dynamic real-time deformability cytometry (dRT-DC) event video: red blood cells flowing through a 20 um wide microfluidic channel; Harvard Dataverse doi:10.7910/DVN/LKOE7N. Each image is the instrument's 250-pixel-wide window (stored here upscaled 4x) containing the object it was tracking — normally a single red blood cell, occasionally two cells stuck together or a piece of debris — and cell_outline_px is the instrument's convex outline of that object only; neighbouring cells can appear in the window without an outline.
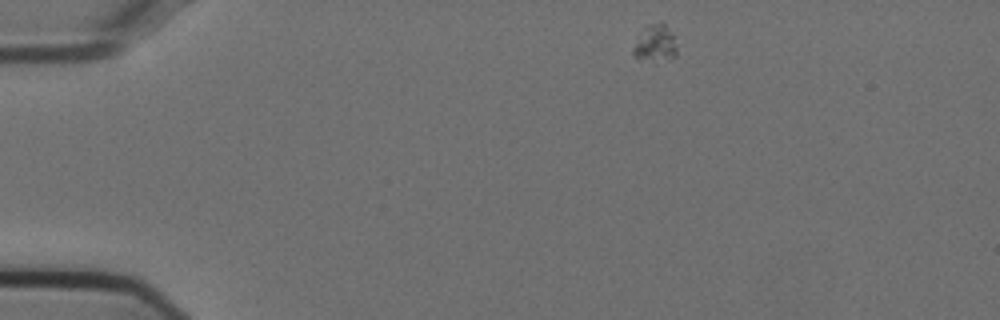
{"species": "Egyptian fruit bat (a non-hibernating species)", "species_latin": "Rousettus aegyptiacus", "temperature_condition": "cold", "stored_images_in_passage": 46, "camera_frame_rate_fps": 3000, "um_per_image_px": 0.085, "animal": {"sex": "female"}, "frame": {"image": 1, "passage_image": 1, "time_ms": 0.0, "image_size_px": [1000, 320], "cell_outline_px": [[676, 56], [668, 60], [640, 60], [632, 56], [632, 48], [640, 28], [648, 24], [660, 20], [664, 20], [676, 36]], "centroid_in_image_um": [55.68, 3.61], "position_along_channel_um": 29.3, "area_um2": 10.23}}
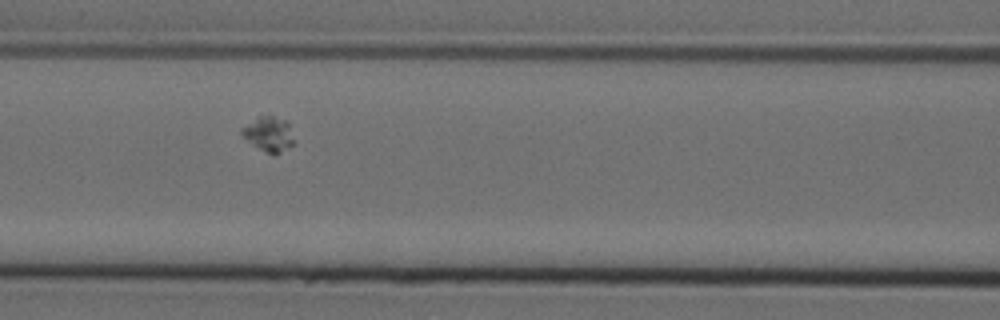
{"frame": {"image": 2, "passage_image": 16, "time_ms": 5.0, "image_size_px": [1000, 320], "cell_outline_px": [[292, 144], [280, 152], [272, 156], [264, 152], [248, 140], [240, 132], [240, 128], [260, 116], [272, 116], [284, 120], [288, 124], [292, 140]], "centroid_in_image_um": [22.8, 11.41], "position_along_channel_um": 143.8, "area_um2": 10.12}}
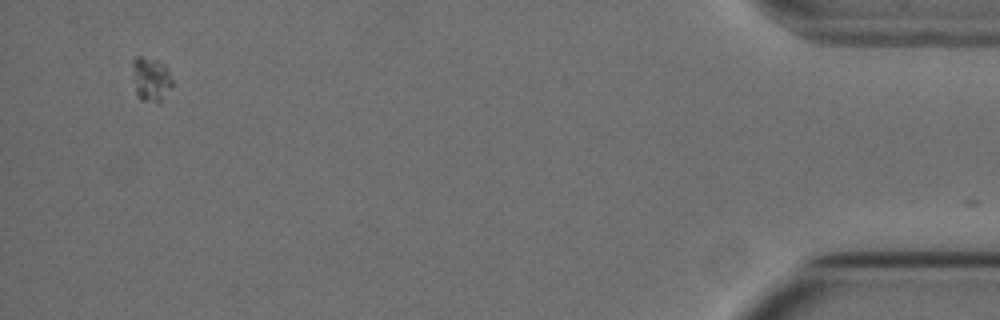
{"frame": {"image": 3, "passage_image": 45, "time_ms": 14.667, "image_size_px": [1000, 320], "cell_outline_px": [[172, 88], [160, 104], [140, 100], [136, 96], [132, 76], [132, 60], [136, 56], [140, 56], [156, 60], [164, 64], [172, 80]], "centroid_in_image_um": [12.8, 6.78], "position_along_channel_um": 422.4, "area_um2": 10.64}}